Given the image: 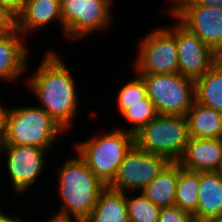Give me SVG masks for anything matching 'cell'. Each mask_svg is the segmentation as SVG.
I'll return each mask as SVG.
<instances>
[{
  "label": "cell",
  "mask_w": 222,
  "mask_h": 222,
  "mask_svg": "<svg viewBox=\"0 0 222 222\" xmlns=\"http://www.w3.org/2000/svg\"><path fill=\"white\" fill-rule=\"evenodd\" d=\"M47 49L37 70L28 75L27 87L42 108L66 133L72 129L78 110L77 80L59 52Z\"/></svg>",
  "instance_id": "1"
},
{
  "label": "cell",
  "mask_w": 222,
  "mask_h": 222,
  "mask_svg": "<svg viewBox=\"0 0 222 222\" xmlns=\"http://www.w3.org/2000/svg\"><path fill=\"white\" fill-rule=\"evenodd\" d=\"M74 155L67 157L55 175L56 195L62 201L55 213L85 221L107 186L94 175L76 151Z\"/></svg>",
  "instance_id": "2"
},
{
  "label": "cell",
  "mask_w": 222,
  "mask_h": 222,
  "mask_svg": "<svg viewBox=\"0 0 222 222\" xmlns=\"http://www.w3.org/2000/svg\"><path fill=\"white\" fill-rule=\"evenodd\" d=\"M105 133H94L73 147L89 169L107 187L113 182L125 155L134 144V135L115 126Z\"/></svg>",
  "instance_id": "3"
},
{
  "label": "cell",
  "mask_w": 222,
  "mask_h": 222,
  "mask_svg": "<svg viewBox=\"0 0 222 222\" xmlns=\"http://www.w3.org/2000/svg\"><path fill=\"white\" fill-rule=\"evenodd\" d=\"M26 105L11 106L7 135L0 146L32 145L51 151L66 132L38 105Z\"/></svg>",
  "instance_id": "4"
},
{
  "label": "cell",
  "mask_w": 222,
  "mask_h": 222,
  "mask_svg": "<svg viewBox=\"0 0 222 222\" xmlns=\"http://www.w3.org/2000/svg\"><path fill=\"white\" fill-rule=\"evenodd\" d=\"M188 123L185 116L158 115L134 134L135 146L145 152L178 162L188 143Z\"/></svg>",
  "instance_id": "5"
},
{
  "label": "cell",
  "mask_w": 222,
  "mask_h": 222,
  "mask_svg": "<svg viewBox=\"0 0 222 222\" xmlns=\"http://www.w3.org/2000/svg\"><path fill=\"white\" fill-rule=\"evenodd\" d=\"M138 42L134 72L137 74L178 73L176 22L170 26H157L145 32Z\"/></svg>",
  "instance_id": "6"
},
{
  "label": "cell",
  "mask_w": 222,
  "mask_h": 222,
  "mask_svg": "<svg viewBox=\"0 0 222 222\" xmlns=\"http://www.w3.org/2000/svg\"><path fill=\"white\" fill-rule=\"evenodd\" d=\"M139 75L158 115L186 116L195 101V80L179 73Z\"/></svg>",
  "instance_id": "7"
},
{
  "label": "cell",
  "mask_w": 222,
  "mask_h": 222,
  "mask_svg": "<svg viewBox=\"0 0 222 222\" xmlns=\"http://www.w3.org/2000/svg\"><path fill=\"white\" fill-rule=\"evenodd\" d=\"M168 7L171 20H178L219 56L222 54V8L197 5L192 0H171Z\"/></svg>",
  "instance_id": "8"
},
{
  "label": "cell",
  "mask_w": 222,
  "mask_h": 222,
  "mask_svg": "<svg viewBox=\"0 0 222 222\" xmlns=\"http://www.w3.org/2000/svg\"><path fill=\"white\" fill-rule=\"evenodd\" d=\"M4 152V167L6 168L8 181L11 183L12 192L21 196L30 191L39 177L43 174L47 165L48 150L32 145L0 146V154Z\"/></svg>",
  "instance_id": "9"
},
{
  "label": "cell",
  "mask_w": 222,
  "mask_h": 222,
  "mask_svg": "<svg viewBox=\"0 0 222 222\" xmlns=\"http://www.w3.org/2000/svg\"><path fill=\"white\" fill-rule=\"evenodd\" d=\"M169 163L160 155L138 149L135 145L125 155L113 182L108 186L119 192L143 190Z\"/></svg>",
  "instance_id": "10"
},
{
  "label": "cell",
  "mask_w": 222,
  "mask_h": 222,
  "mask_svg": "<svg viewBox=\"0 0 222 222\" xmlns=\"http://www.w3.org/2000/svg\"><path fill=\"white\" fill-rule=\"evenodd\" d=\"M178 73L193 80L203 76L218 60L219 55L196 34L176 21Z\"/></svg>",
  "instance_id": "11"
},
{
  "label": "cell",
  "mask_w": 222,
  "mask_h": 222,
  "mask_svg": "<svg viewBox=\"0 0 222 222\" xmlns=\"http://www.w3.org/2000/svg\"><path fill=\"white\" fill-rule=\"evenodd\" d=\"M114 4L113 0H82L81 15L65 30V39L81 41L91 34L111 30Z\"/></svg>",
  "instance_id": "12"
},
{
  "label": "cell",
  "mask_w": 222,
  "mask_h": 222,
  "mask_svg": "<svg viewBox=\"0 0 222 222\" xmlns=\"http://www.w3.org/2000/svg\"><path fill=\"white\" fill-rule=\"evenodd\" d=\"M26 40L15 26L0 33V82L15 84L22 74L27 73L31 51Z\"/></svg>",
  "instance_id": "13"
},
{
  "label": "cell",
  "mask_w": 222,
  "mask_h": 222,
  "mask_svg": "<svg viewBox=\"0 0 222 222\" xmlns=\"http://www.w3.org/2000/svg\"><path fill=\"white\" fill-rule=\"evenodd\" d=\"M52 23L59 24L64 36L61 0H24L20 13L14 18L15 28L25 37L43 30ZM41 29V30H40ZM27 36V37H26Z\"/></svg>",
  "instance_id": "14"
},
{
  "label": "cell",
  "mask_w": 222,
  "mask_h": 222,
  "mask_svg": "<svg viewBox=\"0 0 222 222\" xmlns=\"http://www.w3.org/2000/svg\"><path fill=\"white\" fill-rule=\"evenodd\" d=\"M178 163L184 169L197 172L219 171L222 164V138L189 137Z\"/></svg>",
  "instance_id": "15"
},
{
  "label": "cell",
  "mask_w": 222,
  "mask_h": 222,
  "mask_svg": "<svg viewBox=\"0 0 222 222\" xmlns=\"http://www.w3.org/2000/svg\"><path fill=\"white\" fill-rule=\"evenodd\" d=\"M194 220L222 219V177L218 171L199 172V195Z\"/></svg>",
  "instance_id": "16"
},
{
  "label": "cell",
  "mask_w": 222,
  "mask_h": 222,
  "mask_svg": "<svg viewBox=\"0 0 222 222\" xmlns=\"http://www.w3.org/2000/svg\"><path fill=\"white\" fill-rule=\"evenodd\" d=\"M179 172L180 164L169 162L141 192L160 208L174 206Z\"/></svg>",
  "instance_id": "17"
},
{
  "label": "cell",
  "mask_w": 222,
  "mask_h": 222,
  "mask_svg": "<svg viewBox=\"0 0 222 222\" xmlns=\"http://www.w3.org/2000/svg\"><path fill=\"white\" fill-rule=\"evenodd\" d=\"M189 137L222 138V112L194 101L186 114Z\"/></svg>",
  "instance_id": "18"
},
{
  "label": "cell",
  "mask_w": 222,
  "mask_h": 222,
  "mask_svg": "<svg viewBox=\"0 0 222 222\" xmlns=\"http://www.w3.org/2000/svg\"><path fill=\"white\" fill-rule=\"evenodd\" d=\"M85 222H130L126 193L107 187L99 196Z\"/></svg>",
  "instance_id": "19"
},
{
  "label": "cell",
  "mask_w": 222,
  "mask_h": 222,
  "mask_svg": "<svg viewBox=\"0 0 222 222\" xmlns=\"http://www.w3.org/2000/svg\"><path fill=\"white\" fill-rule=\"evenodd\" d=\"M195 101L222 112V61L220 59L203 76L195 80Z\"/></svg>",
  "instance_id": "20"
},
{
  "label": "cell",
  "mask_w": 222,
  "mask_h": 222,
  "mask_svg": "<svg viewBox=\"0 0 222 222\" xmlns=\"http://www.w3.org/2000/svg\"><path fill=\"white\" fill-rule=\"evenodd\" d=\"M198 195L199 172L184 169L180 165L174 206L193 215L197 211Z\"/></svg>",
  "instance_id": "21"
},
{
  "label": "cell",
  "mask_w": 222,
  "mask_h": 222,
  "mask_svg": "<svg viewBox=\"0 0 222 222\" xmlns=\"http://www.w3.org/2000/svg\"><path fill=\"white\" fill-rule=\"evenodd\" d=\"M133 77L129 78V80L120 86L117 90L116 102L114 105L117 114L120 115L126 110V104H154L147 97V88L142 79V77L135 72H133Z\"/></svg>",
  "instance_id": "22"
},
{
  "label": "cell",
  "mask_w": 222,
  "mask_h": 222,
  "mask_svg": "<svg viewBox=\"0 0 222 222\" xmlns=\"http://www.w3.org/2000/svg\"><path fill=\"white\" fill-rule=\"evenodd\" d=\"M126 201L130 222H158L161 208L150 201L141 191L139 193L126 192Z\"/></svg>",
  "instance_id": "23"
},
{
  "label": "cell",
  "mask_w": 222,
  "mask_h": 222,
  "mask_svg": "<svg viewBox=\"0 0 222 222\" xmlns=\"http://www.w3.org/2000/svg\"><path fill=\"white\" fill-rule=\"evenodd\" d=\"M124 122L129 123V127H121L131 134L137 133L144 125L158 116L154 104H126V110L120 115ZM132 125V126H131Z\"/></svg>",
  "instance_id": "24"
},
{
  "label": "cell",
  "mask_w": 222,
  "mask_h": 222,
  "mask_svg": "<svg viewBox=\"0 0 222 222\" xmlns=\"http://www.w3.org/2000/svg\"><path fill=\"white\" fill-rule=\"evenodd\" d=\"M82 0H61V17L65 30L81 15Z\"/></svg>",
  "instance_id": "25"
},
{
  "label": "cell",
  "mask_w": 222,
  "mask_h": 222,
  "mask_svg": "<svg viewBox=\"0 0 222 222\" xmlns=\"http://www.w3.org/2000/svg\"><path fill=\"white\" fill-rule=\"evenodd\" d=\"M194 217L191 213L182 210L179 207L161 208L159 212L158 222H194Z\"/></svg>",
  "instance_id": "26"
},
{
  "label": "cell",
  "mask_w": 222,
  "mask_h": 222,
  "mask_svg": "<svg viewBox=\"0 0 222 222\" xmlns=\"http://www.w3.org/2000/svg\"><path fill=\"white\" fill-rule=\"evenodd\" d=\"M10 110L11 106L8 107L3 105V102L0 100V145L3 144L7 135L8 118Z\"/></svg>",
  "instance_id": "27"
},
{
  "label": "cell",
  "mask_w": 222,
  "mask_h": 222,
  "mask_svg": "<svg viewBox=\"0 0 222 222\" xmlns=\"http://www.w3.org/2000/svg\"><path fill=\"white\" fill-rule=\"evenodd\" d=\"M24 0H0V5L14 18L20 13Z\"/></svg>",
  "instance_id": "28"
},
{
  "label": "cell",
  "mask_w": 222,
  "mask_h": 222,
  "mask_svg": "<svg viewBox=\"0 0 222 222\" xmlns=\"http://www.w3.org/2000/svg\"><path fill=\"white\" fill-rule=\"evenodd\" d=\"M14 27V17L0 5V33Z\"/></svg>",
  "instance_id": "29"
},
{
  "label": "cell",
  "mask_w": 222,
  "mask_h": 222,
  "mask_svg": "<svg viewBox=\"0 0 222 222\" xmlns=\"http://www.w3.org/2000/svg\"><path fill=\"white\" fill-rule=\"evenodd\" d=\"M43 222H85V221L75 217L63 216L53 212V215H51L50 218L46 219V221Z\"/></svg>",
  "instance_id": "30"
},
{
  "label": "cell",
  "mask_w": 222,
  "mask_h": 222,
  "mask_svg": "<svg viewBox=\"0 0 222 222\" xmlns=\"http://www.w3.org/2000/svg\"><path fill=\"white\" fill-rule=\"evenodd\" d=\"M0 222H25L23 221V219H20L16 213H15V216L12 214V215H9V213H5L3 211L0 210Z\"/></svg>",
  "instance_id": "31"
},
{
  "label": "cell",
  "mask_w": 222,
  "mask_h": 222,
  "mask_svg": "<svg viewBox=\"0 0 222 222\" xmlns=\"http://www.w3.org/2000/svg\"><path fill=\"white\" fill-rule=\"evenodd\" d=\"M195 2L197 5H202L206 7H214V6H219L222 8V0H192Z\"/></svg>",
  "instance_id": "32"
},
{
  "label": "cell",
  "mask_w": 222,
  "mask_h": 222,
  "mask_svg": "<svg viewBox=\"0 0 222 222\" xmlns=\"http://www.w3.org/2000/svg\"><path fill=\"white\" fill-rule=\"evenodd\" d=\"M194 222H222V219L195 220Z\"/></svg>",
  "instance_id": "33"
},
{
  "label": "cell",
  "mask_w": 222,
  "mask_h": 222,
  "mask_svg": "<svg viewBox=\"0 0 222 222\" xmlns=\"http://www.w3.org/2000/svg\"><path fill=\"white\" fill-rule=\"evenodd\" d=\"M218 172L220 173V175H221V177H222V164H221V167H220V169H219Z\"/></svg>",
  "instance_id": "34"
}]
</instances>
